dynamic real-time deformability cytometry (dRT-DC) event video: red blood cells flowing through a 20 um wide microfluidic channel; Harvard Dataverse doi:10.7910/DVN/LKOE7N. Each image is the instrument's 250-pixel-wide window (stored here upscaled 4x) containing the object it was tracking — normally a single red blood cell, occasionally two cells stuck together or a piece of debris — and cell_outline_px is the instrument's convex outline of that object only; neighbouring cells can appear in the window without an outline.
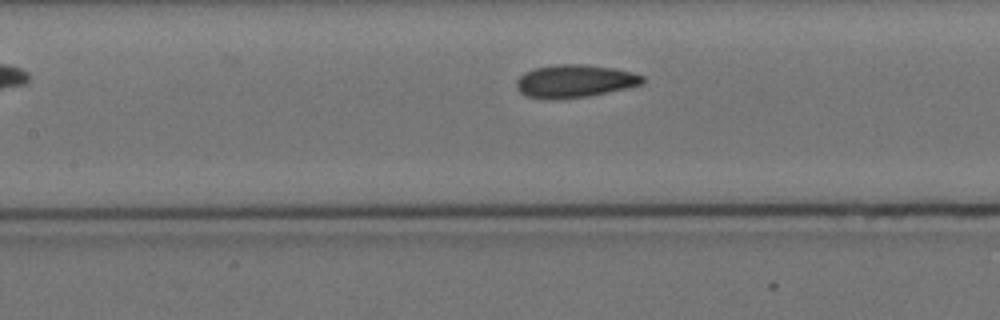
{"species": "Egyptian fruit bat (a non-hibernating species)", "species_latin": "Rousettus aegyptiacus", "temperature_condition": "cold", "stored_images_in_passage": 4, "camera_frame_rate_fps": 3000, "um_per_image_px": 0.085, "animal": {"sex": "female"}, "frame": {"image": 1, "passage_image": 4, "time_ms": 4.333, "image_size_px": [1000, 320], "cell_outline_px": [[644, 84], [588, 96], [528, 96], [520, 92], [516, 88], [516, 80], [524, 72], [536, 68], [556, 64], [584, 64], [616, 68], [632, 72], [644, 76]], "centroid_in_image_um": [48.91, 6.84], "position_along_channel_um": 158.5, "area_um2": 23.35}}